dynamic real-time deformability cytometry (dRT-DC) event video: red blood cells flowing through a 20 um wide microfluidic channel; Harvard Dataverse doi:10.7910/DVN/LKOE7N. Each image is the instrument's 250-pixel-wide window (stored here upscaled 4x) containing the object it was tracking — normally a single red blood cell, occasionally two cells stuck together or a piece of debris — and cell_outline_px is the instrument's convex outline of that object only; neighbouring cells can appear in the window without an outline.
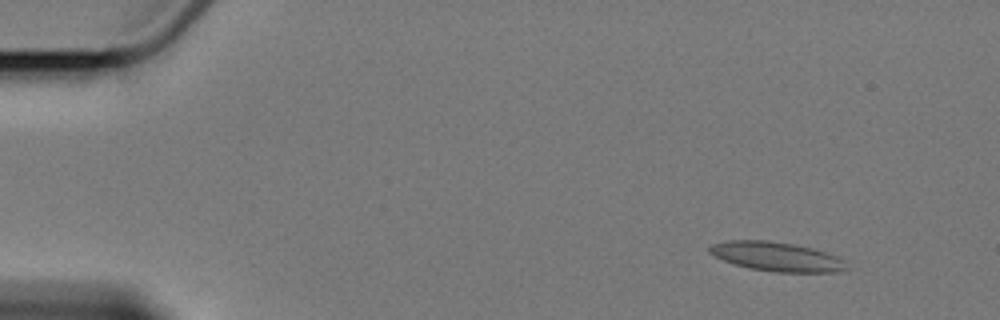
{"species": "Egyptian fruit bat (a non-hibernating species)", "species_latin": "Rousettus aegyptiacus", "temperature_condition": "cold", "stored_images_in_passage": 5, "camera_frame_rate_fps": 3000, "um_per_image_px": 0.085, "animal": {"sex": "female"}, "frame": {"image": 1, "passage_image": 1, "time_ms": 0.0, "image_size_px": [1000, 320], "cell_outline_px": [[848, 268], [836, 272], [776, 272], [752, 268], [736, 264], [724, 260], [708, 252], [708, 248], [712, 244], [728, 240], [764, 240], [792, 244], [812, 248], [836, 256], [844, 260]], "centroid_in_image_um": [66.01, 21.81], "position_along_channel_um": 19.0, "area_um2": 22.95}}
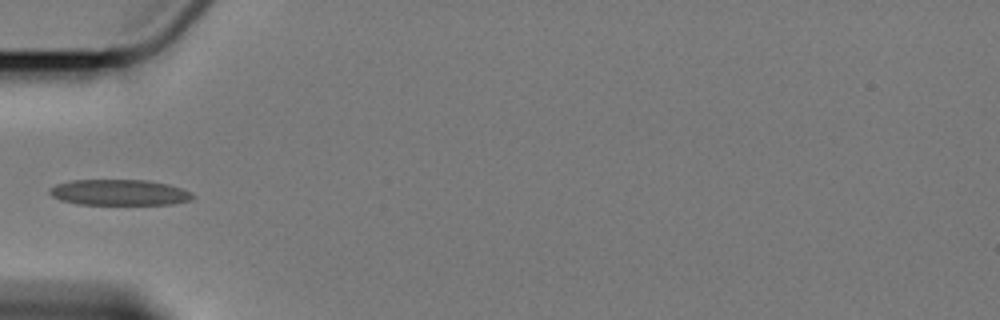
{"frame": {"image": 2, "passage_image": 5, "time_ms": 4.667, "image_size_px": [1000, 320], "cell_outline_px": [[196, 196], [192, 200], [172, 204], [76, 204], [60, 200], [52, 196], [48, 192], [48, 188], [56, 184], [72, 180], [148, 180], [168, 184], [192, 192]], "centroid_in_image_um": [10.14, 16.36], "position_along_channel_um": 74.9, "area_um2": 21.68}}